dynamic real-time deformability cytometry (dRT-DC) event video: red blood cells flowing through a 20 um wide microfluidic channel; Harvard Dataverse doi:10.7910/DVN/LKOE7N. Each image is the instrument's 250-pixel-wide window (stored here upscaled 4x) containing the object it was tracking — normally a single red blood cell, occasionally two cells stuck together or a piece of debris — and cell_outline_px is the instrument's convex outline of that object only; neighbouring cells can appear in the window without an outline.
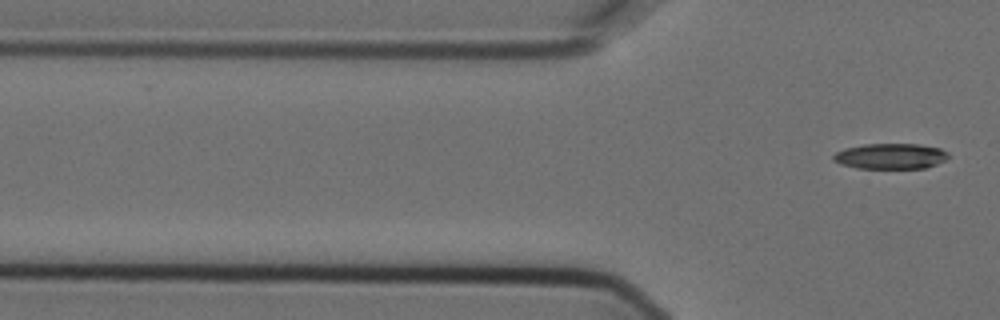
{"species": "Egyptian fruit bat (a non-hibernating species)", "species_latin": "Rousettus aegyptiacus", "temperature_condition": "cold", "stored_images_in_passage": 3, "camera_frame_rate_fps": 3000, "um_per_image_px": 0.085, "animal": {"sex": "female"}, "frame": {"image": 1, "passage_image": 3, "time_ms": 0.667, "image_size_px": [1000, 320], "cell_outline_px": [[948, 156], [944, 160], [936, 164], [924, 168], [856, 168], [840, 164], [832, 160], [832, 156], [836, 152], [844, 148], [864, 144], [920, 144], [940, 148], [948, 152]], "centroid_in_image_um": [75.66, 13.27], "position_along_channel_um": 50.1, "area_um2": 17.17}}